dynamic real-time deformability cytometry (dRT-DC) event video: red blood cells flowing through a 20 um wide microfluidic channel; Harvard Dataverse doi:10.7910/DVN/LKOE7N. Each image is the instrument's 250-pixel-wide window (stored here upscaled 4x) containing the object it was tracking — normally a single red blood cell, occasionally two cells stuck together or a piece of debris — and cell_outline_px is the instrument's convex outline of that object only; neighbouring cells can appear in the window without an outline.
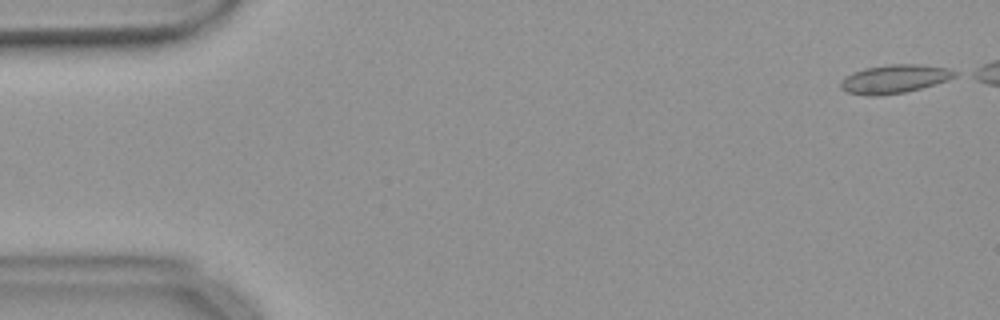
{"species": "common noctule bat (a hibernating species)", "species_latin": "Nyctalus noctula", "temperature_condition": "warm", "stored_images_in_passage": 46, "camera_frame_rate_fps": 3000, "um_per_image_px": 0.085, "animal": {"sex": "female", "body_mass_g": 18.4}, "frame": {"image": 1, "passage_image": 1, "time_ms": 0.0, "image_size_px": [1000, 320], "cell_outline_px": [[960, 72], [956, 76], [948, 80], [920, 88], [904, 92], [880, 96], [868, 96], [848, 92], [840, 88], [840, 80], [844, 76], [852, 72], [864, 68], [892, 64], [920, 64], [948, 68]], "centroid_in_image_um": [76.01, 6.7], "position_along_channel_um": 9.0, "area_um2": 19.13}}
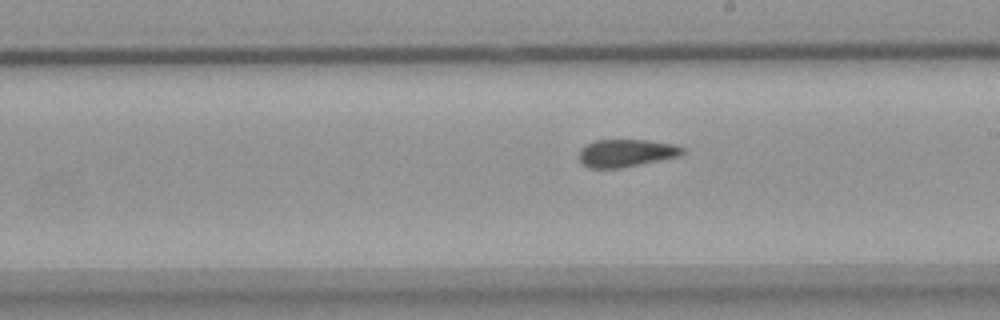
{"frame": {"image": 2, "passage_image": 30, "time_ms": 9.667, "image_size_px": [1000, 320], "cell_outline_px": [[684, 152], [680, 156], [620, 168], [588, 168], [580, 164], [576, 156], [580, 148], [584, 144], [596, 140], [648, 140], [672, 144], [684, 148]], "centroid_in_image_um": [53.12, 13.01], "position_along_channel_um": 235.9, "area_um2": 16.94}}
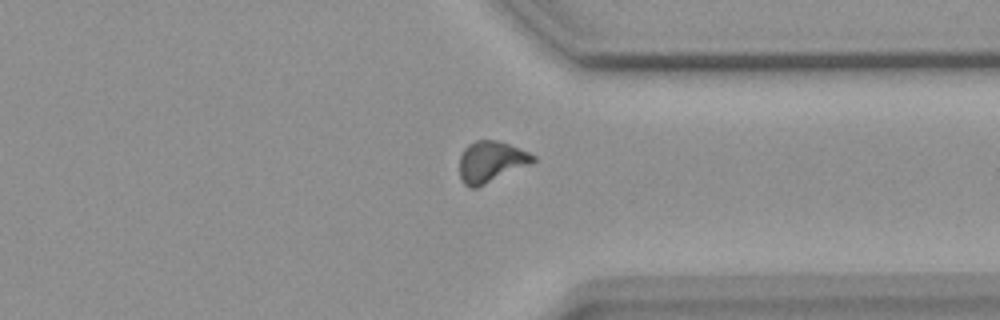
{"frame": {"image": 3, "passage_image": 41, "time_ms": 13.333, "image_size_px": [1000, 320], "cell_outline_px": [[536, 160], [528, 164], [476, 188], [468, 188], [464, 184], [460, 176], [460, 156], [464, 148], [468, 144], [476, 140], [496, 140], [508, 144], [528, 152], [536, 156]], "centroid_in_image_um": [41.69, 13.73], "position_along_channel_um": 369.7, "area_um2": 17.28}}